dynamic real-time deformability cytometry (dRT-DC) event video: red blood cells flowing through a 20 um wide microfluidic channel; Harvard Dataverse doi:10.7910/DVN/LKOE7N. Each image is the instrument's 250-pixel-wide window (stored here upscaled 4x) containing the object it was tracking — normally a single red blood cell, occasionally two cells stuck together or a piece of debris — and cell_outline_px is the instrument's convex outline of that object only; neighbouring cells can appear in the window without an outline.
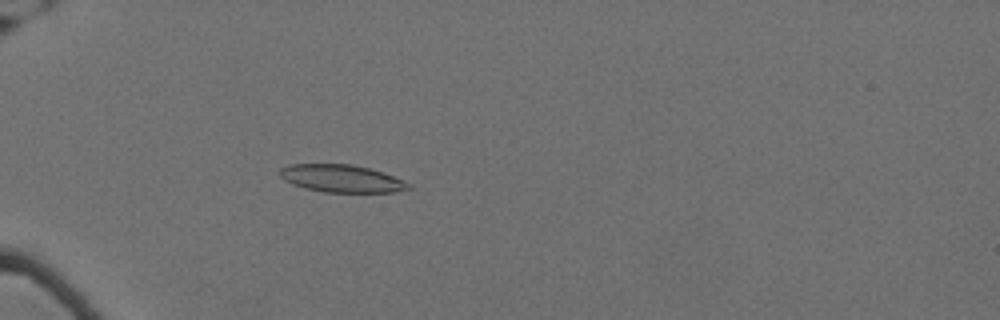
{"species": "Egyptian fruit bat (a non-hibernating species)", "species_latin": "Rousettus aegyptiacus", "temperature_condition": "cold", "stored_images_in_passage": 55, "camera_frame_rate_fps": 3000, "um_per_image_px": 0.085, "animal": {"sex": "female"}, "frame": {"image": 1, "passage_image": 15, "time_ms": 4.667, "image_size_px": [1000, 320], "cell_outline_px": [[412, 188], [396, 192], [324, 192], [304, 188], [292, 184], [284, 180], [280, 176], [280, 168], [288, 164], [352, 164], [384, 172], [404, 180], [412, 184]], "centroid_in_image_um": [29.06, 15.17], "position_along_channel_um": 55.9, "area_um2": 20.87}}
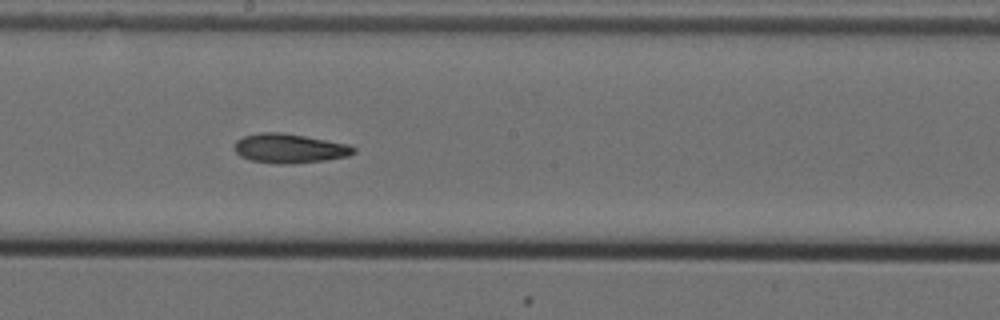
{"frame": {"image": 2, "passage_image": 31, "time_ms": 10.0, "image_size_px": [1000, 320], "cell_outline_px": [[356, 152], [348, 156], [324, 160], [288, 164], [276, 164], [252, 160], [240, 156], [232, 148], [236, 140], [244, 136], [260, 132], [280, 132], [304, 136], [348, 144], [356, 148]], "centroid_in_image_um": [24.58, 12.61], "position_along_channel_um": 223.6, "area_um2": 20.35}}
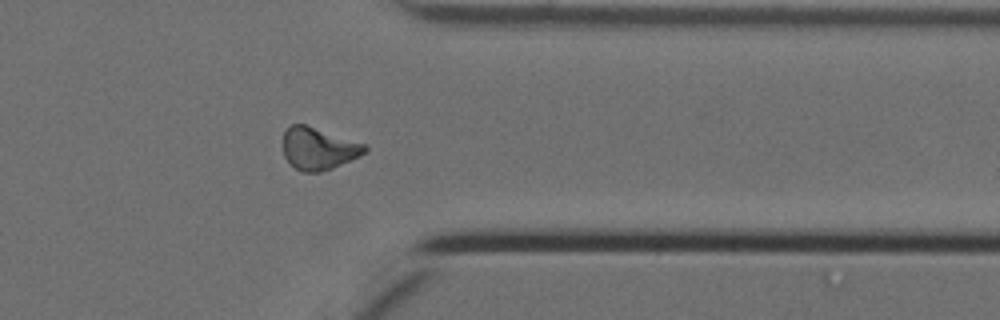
{"frame": {"image": 3, "passage_image": 45, "time_ms": 14.667, "image_size_px": [1000, 320], "cell_outline_px": [[368, 152], [360, 156], [332, 168], [320, 172], [304, 172], [296, 168], [284, 156], [284, 132], [292, 124], [304, 124], [368, 144]], "centroid_in_image_um": [27.13, 12.62], "position_along_channel_um": 384.3, "area_um2": 20.06}}